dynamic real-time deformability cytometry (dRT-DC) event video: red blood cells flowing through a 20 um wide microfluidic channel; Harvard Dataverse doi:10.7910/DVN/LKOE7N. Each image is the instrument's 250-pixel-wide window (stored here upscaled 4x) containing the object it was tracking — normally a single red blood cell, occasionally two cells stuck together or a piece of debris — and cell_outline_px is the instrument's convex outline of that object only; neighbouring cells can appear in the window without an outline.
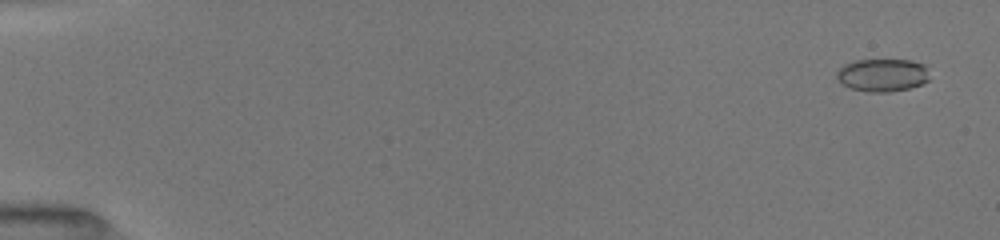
{"species": "common noctule bat (a hibernating species)", "species_latin": "Nyctalus noctula", "temperature_condition": "room temperature", "stored_images_in_passage": 39, "camera_frame_rate_fps": 3000, "um_per_image_px": 0.085, "animal": {"sex": "female", "body_mass_g": 19.5, "forearm_length_mm": 54.1}, "frame": {"image": 1, "passage_image": 2, "time_ms": 0.667, "image_size_px": [1000, 240], "cell_outline_px": [[928, 80], [920, 84], [908, 88], [888, 92], [868, 92], [852, 88], [840, 84], [836, 76], [836, 72], [844, 64], [856, 60], [912, 60], [924, 64]], "centroid_in_image_um": [74.95, 6.38], "position_along_channel_um": 10.0, "area_um2": 17.63}}
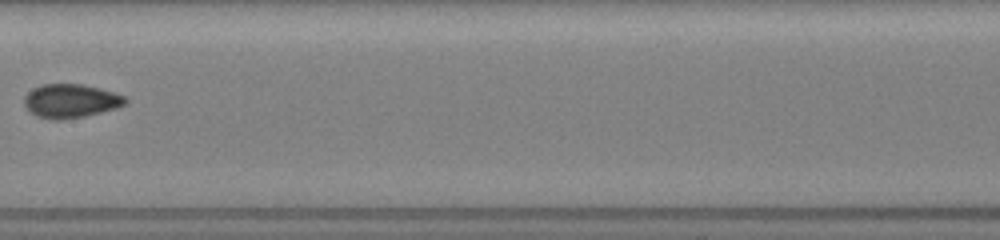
{"frame": {"image": 2, "passage_image": 22, "time_ms": 9.333, "image_size_px": [1000, 240], "cell_outline_px": [[128, 100], [124, 104], [116, 108], [84, 116], [60, 120], [56, 120], [36, 116], [24, 104], [24, 96], [32, 88], [44, 84], [80, 84], [100, 88], [124, 96]], "centroid_in_image_um": [5.99, 8.57], "position_along_channel_um": 201.4, "area_um2": 19.65}}
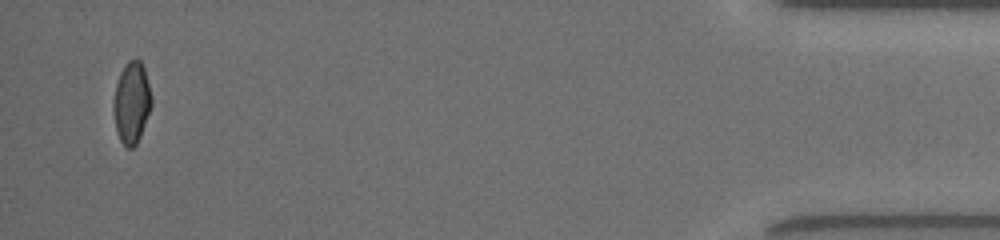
{"frame": {"image": 3, "passage_image": 39, "time_ms": 16.667, "image_size_px": [1000, 240], "cell_outline_px": [[152, 104], [140, 136], [136, 144], [132, 148], [128, 148], [120, 140], [116, 132], [112, 108], [116, 84], [120, 72], [124, 64], [128, 60], [136, 56], [140, 60], [144, 68], [152, 96]], "centroid_in_image_um": [11.18, 8.68], "position_along_channel_um": 424.0, "area_um2": 18.26}, "authors_computed_cell_mechanics": {"area_um2": 18.4382, "velocity_mm_per_s": 4.0388, "shape_relaxation_time_tau1_ms": 5.3691, "shape_relaxation_time_tau2_ms": 1.0546, "deformation_change_tau1": 0.1249, "deformation_change_tau2": 0.0414}}